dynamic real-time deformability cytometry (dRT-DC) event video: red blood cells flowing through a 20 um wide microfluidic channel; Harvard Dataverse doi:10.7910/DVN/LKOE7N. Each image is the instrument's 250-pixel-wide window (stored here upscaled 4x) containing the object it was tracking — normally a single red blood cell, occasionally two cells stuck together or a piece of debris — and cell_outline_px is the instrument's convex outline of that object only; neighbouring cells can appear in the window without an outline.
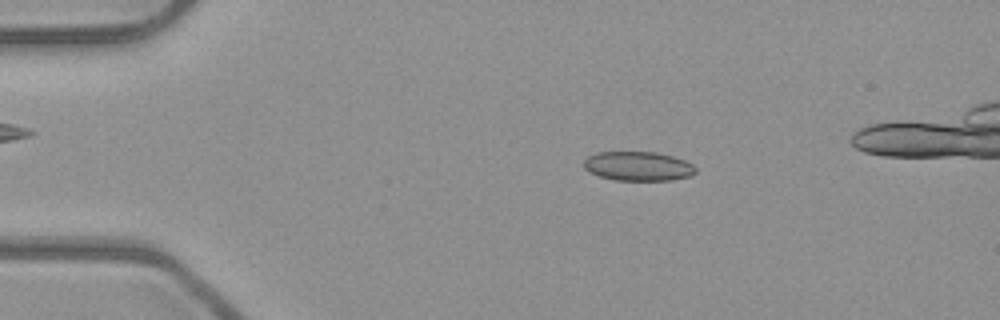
{"species": "common noctule bat (a hibernating species)", "species_latin": "Nyctalus noctula", "temperature_condition": "room temperature", "stored_images_in_passage": 48, "camera_frame_rate_fps": 3000, "um_per_image_px": 0.085, "animal": {"sex": "male", "body_mass_g": 23.1, "forearm_length_mm": 52.7}, "frame": {"image": 1, "passage_image": 10, "time_ms": 3.0, "image_size_px": [1000, 320], "cell_outline_px": [[696, 172], [692, 176], [672, 180], [616, 180], [600, 176], [588, 172], [584, 168], [584, 160], [588, 156], [596, 152], [656, 152], [672, 156], [684, 160], [692, 164], [696, 168]], "centroid_in_image_um": [54.24, 14.12], "position_along_channel_um": 30.8, "area_um2": 19.13}}
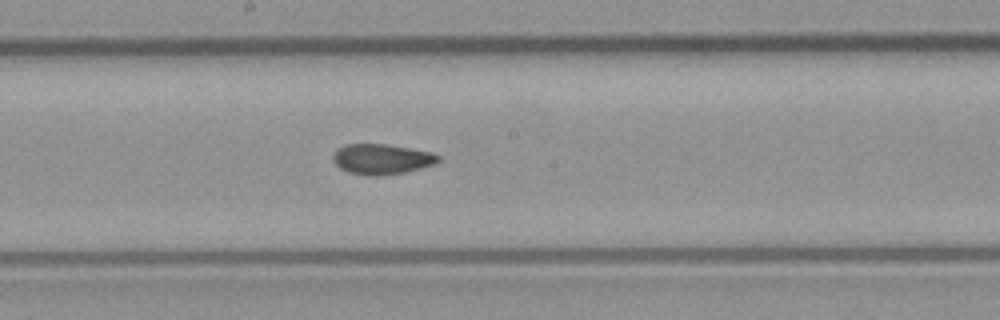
{"frame": {"image": 2, "passage_image": 28, "time_ms": 9.0, "image_size_px": [1000, 320], "cell_outline_px": [[440, 160], [432, 164], [404, 172], [380, 176], [372, 176], [348, 172], [340, 168], [332, 160], [332, 156], [336, 148], [344, 144], [384, 144], [432, 152], [440, 156]], "centroid_in_image_um": [32.38, 13.52], "position_along_channel_um": 215.8, "area_um2": 18.5}}
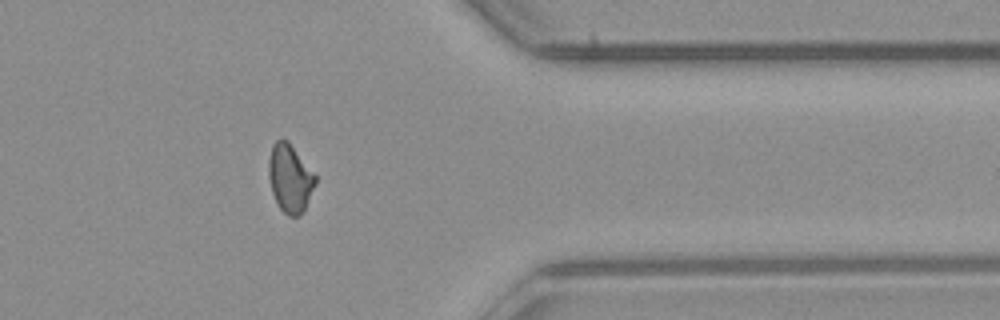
{"frame": {"image": 3, "passage_image": 42, "time_ms": 13.667, "image_size_px": [1000, 320], "cell_outline_px": [[316, 184], [304, 212], [300, 216], [288, 216], [280, 208], [272, 192], [268, 176], [268, 160], [272, 144], [276, 140], [288, 140], [316, 176]], "centroid_in_image_um": [24.65, 15.17], "position_along_channel_um": 386.8, "area_um2": 18.61}}